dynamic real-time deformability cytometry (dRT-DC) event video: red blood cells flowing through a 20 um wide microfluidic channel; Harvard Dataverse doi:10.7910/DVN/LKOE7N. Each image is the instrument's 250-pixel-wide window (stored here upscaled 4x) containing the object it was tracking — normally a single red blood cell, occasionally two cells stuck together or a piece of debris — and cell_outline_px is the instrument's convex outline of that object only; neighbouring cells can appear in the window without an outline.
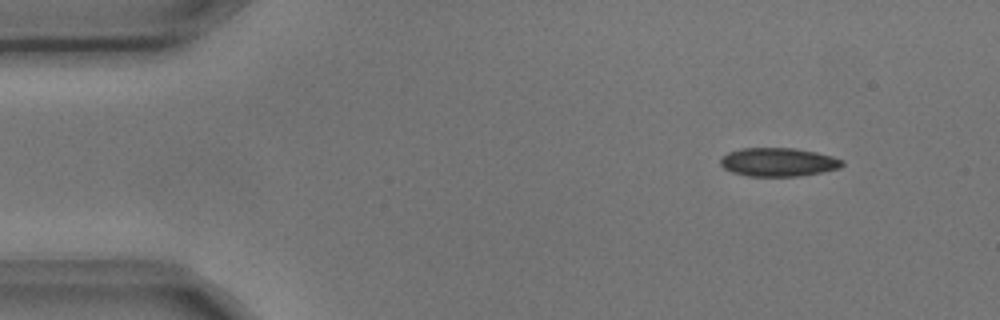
{"species": "common noctule bat (a hibernating species)", "species_latin": "Nyctalus noctula", "temperature_condition": "cold", "stored_images_in_passage": 5, "camera_frame_rate_fps": 3000, "um_per_image_px": 0.085, "animal": {"sex": "male", "body_mass_g": 17.9, "forearm_length_mm": 54.2}, "frame": {"image": 1, "passage_image": 1, "time_ms": 0.0, "image_size_px": [1000, 320], "cell_outline_px": [[844, 164], [840, 168], [820, 172], [796, 176], [748, 176], [732, 172], [724, 168], [720, 164], [720, 160], [728, 152], [740, 148], [796, 148], [816, 152], [832, 156], [844, 160]], "centroid_in_image_um": [66.16, 13.77], "position_along_channel_um": 18.8, "area_um2": 20.23}}
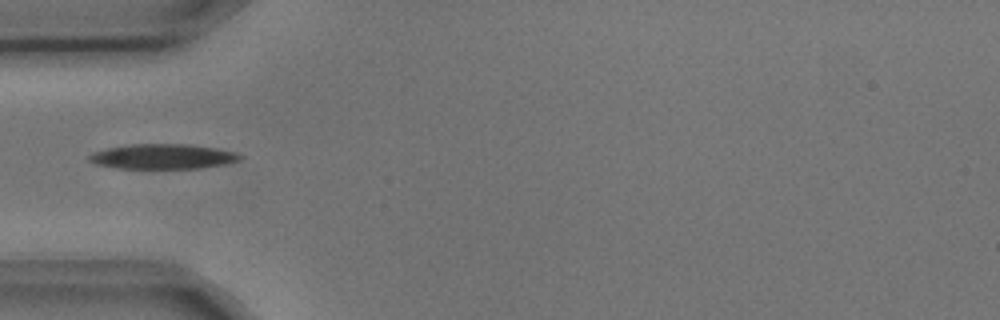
{"frame": {"image": 2, "passage_image": 4, "time_ms": 1.0, "image_size_px": [1000, 320], "cell_outline_px": [[244, 156], [240, 160], [224, 164], [200, 168], [116, 168], [96, 164], [88, 160], [88, 156], [92, 152], [108, 148], [128, 144], [184, 144], [216, 148], [236, 152]], "centroid_in_image_um": [13.83, 13.3], "position_along_channel_um": 71.2, "area_um2": 21.91}}